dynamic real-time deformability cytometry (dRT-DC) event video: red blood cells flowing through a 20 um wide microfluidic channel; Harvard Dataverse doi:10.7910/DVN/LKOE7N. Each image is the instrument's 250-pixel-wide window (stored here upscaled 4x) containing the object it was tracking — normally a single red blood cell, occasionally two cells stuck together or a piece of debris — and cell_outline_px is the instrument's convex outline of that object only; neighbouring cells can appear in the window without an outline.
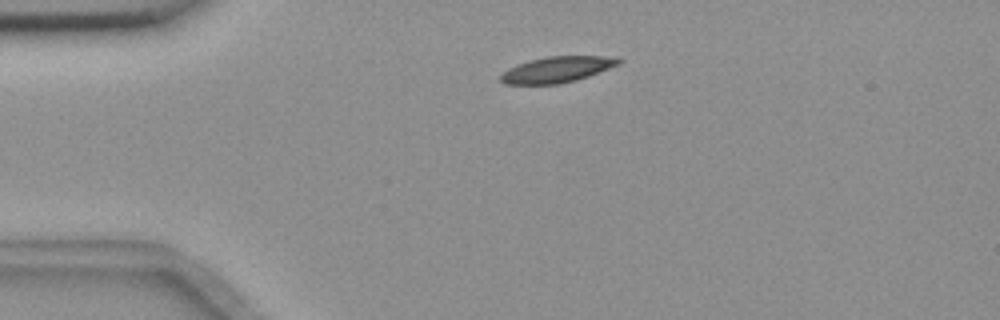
{"species": "common noctule bat (a hibernating species)", "species_latin": "Nyctalus noctula", "temperature_condition": "room temperature", "stored_images_in_passage": 3, "camera_frame_rate_fps": 3000, "um_per_image_px": 0.085, "animal": {"sex": "female", "body_mass_g": 18.4}, "frame": {"image": 1, "passage_image": 2, "time_ms": 0.333, "image_size_px": [1000, 320], "cell_outline_px": [[624, 60], [620, 64], [588, 76], [576, 80], [556, 84], [504, 84], [500, 80], [500, 76], [508, 68], [516, 64], [528, 60], [548, 56], [620, 56]], "centroid_in_image_um": [47.38, 5.89], "position_along_channel_um": 37.6, "area_um2": 17.98}}